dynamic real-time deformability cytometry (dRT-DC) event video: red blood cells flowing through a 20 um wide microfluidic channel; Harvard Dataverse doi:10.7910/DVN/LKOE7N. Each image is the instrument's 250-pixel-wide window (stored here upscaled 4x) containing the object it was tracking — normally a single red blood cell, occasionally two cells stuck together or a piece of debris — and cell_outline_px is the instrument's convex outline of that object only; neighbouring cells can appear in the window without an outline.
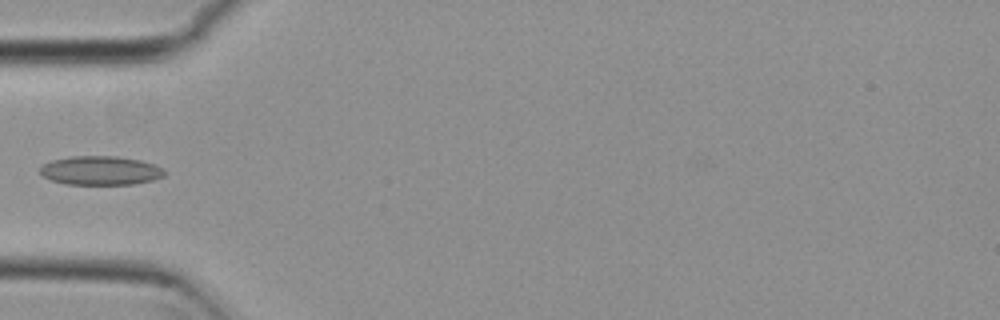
{"species": "common noctule bat (a hibernating species)", "species_latin": "Nyctalus noctula", "temperature_condition": "cold", "stored_images_in_passage": 35, "camera_frame_rate_fps": 3000, "um_per_image_px": 0.085, "animal": {"sex": "female", "body_mass_g": 29.2, "forearm_length_mm": 56.3}, "frame": {"image": 1, "passage_image": 1, "time_ms": 0.0, "image_size_px": [1000, 320], "cell_outline_px": [[164, 176], [152, 180], [132, 184], [64, 184], [52, 180], [44, 176], [40, 172], [40, 168], [44, 164], [52, 160], [72, 156], [116, 156], [140, 160], [152, 164], [160, 168], [164, 172]], "centroid_in_image_um": [8.51, 14.49], "position_along_channel_um": 76.5, "area_um2": 20.69}}
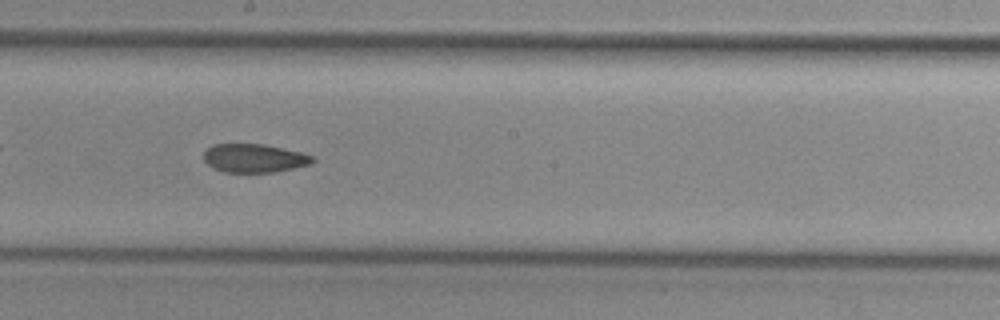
{"frame": {"image": 2, "passage_image": 13, "time_ms": 4.0, "image_size_px": [1000, 320], "cell_outline_px": [[316, 160], [312, 164], [276, 172], [224, 172], [208, 164], [204, 160], [204, 152], [212, 144], [264, 144], [300, 152], [312, 156]], "centroid_in_image_um": [21.63, 13.44], "position_along_channel_um": 226.6, "area_um2": 18.03}}
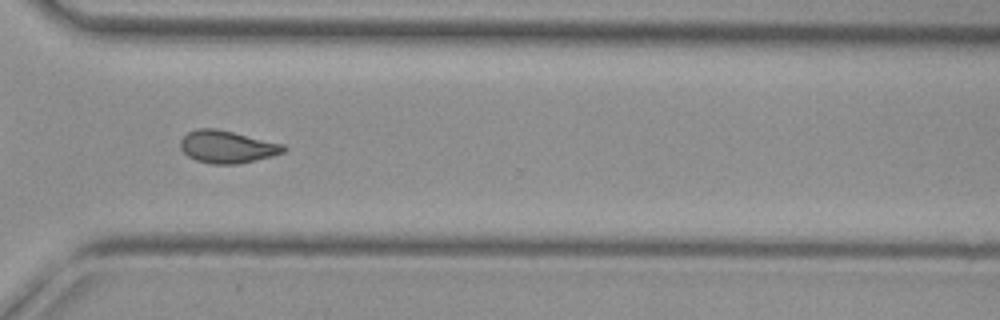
{"frame": {"image": 3, "passage_image": 23, "time_ms": 7.333, "image_size_px": [1000, 320], "cell_outline_px": [[288, 148], [284, 152], [272, 156], [236, 164], [212, 164], [196, 160], [188, 156], [180, 148], [180, 140], [188, 132], [196, 128], [216, 128], [284, 144]], "centroid_in_image_um": [19.3, 12.47], "position_along_channel_um": 351.3, "area_um2": 19.48}}